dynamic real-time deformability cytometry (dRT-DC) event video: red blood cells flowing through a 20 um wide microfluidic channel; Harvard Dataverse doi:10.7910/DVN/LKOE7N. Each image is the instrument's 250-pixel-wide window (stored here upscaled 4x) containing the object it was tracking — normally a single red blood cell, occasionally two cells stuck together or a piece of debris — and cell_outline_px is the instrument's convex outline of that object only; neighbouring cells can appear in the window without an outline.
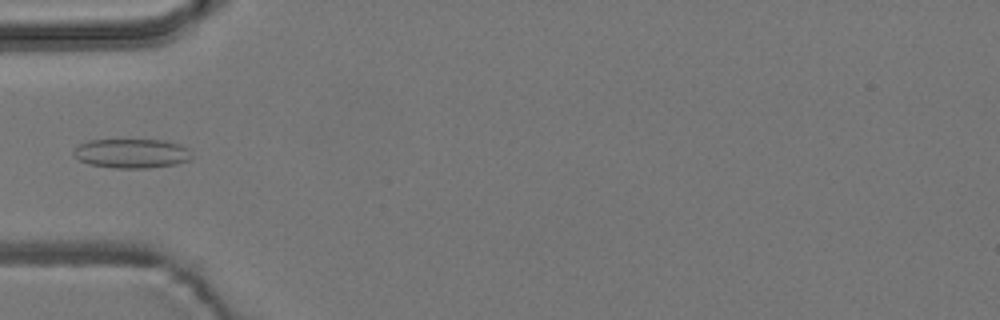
{"species": "common noctule bat (a hibernating species)", "species_latin": "Nyctalus noctula", "temperature_condition": "room temperature", "stored_images_in_passage": 5, "camera_frame_rate_fps": 3000, "um_per_image_px": 0.085, "animal": {"sex": "male", "body_mass_g": 19.2, "forearm_length_mm": 51.8}, "frame": {"image": 1, "passage_image": 4, "time_ms": 3.667, "image_size_px": [1000, 320], "cell_outline_px": [[192, 160], [176, 164], [148, 168], [116, 168], [88, 164], [72, 156], [72, 152], [80, 144], [88, 140], [164, 140], [180, 144], [188, 148], [192, 156]], "centroid_in_image_um": [11.2, 13.04], "position_along_channel_um": 73.8, "area_um2": 20.35}}